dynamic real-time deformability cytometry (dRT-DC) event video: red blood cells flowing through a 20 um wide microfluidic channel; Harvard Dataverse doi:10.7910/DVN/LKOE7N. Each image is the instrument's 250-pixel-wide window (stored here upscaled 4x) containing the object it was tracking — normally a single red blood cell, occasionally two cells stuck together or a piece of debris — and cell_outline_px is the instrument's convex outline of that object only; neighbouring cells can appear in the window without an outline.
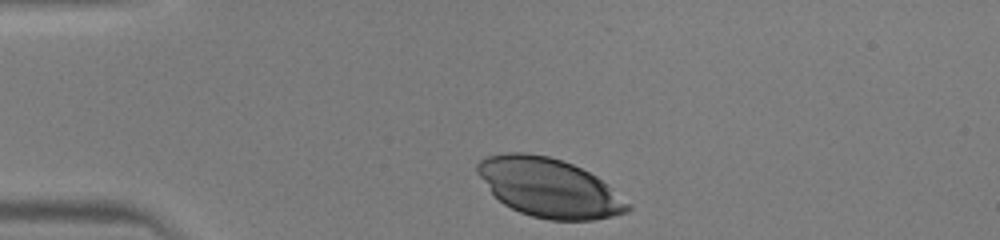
{"species": "human", "species_latin": "Homo sapiens", "temperature_condition": "warm", "stored_images_in_passage": 31, "camera_frame_rate_fps": 3000, "um_per_image_px": 0.085, "donor": {"sex": "male"}, "frame": {"image": 1, "passage_image": 1, "time_ms": 0.0, "image_size_px": [1000, 240], "cell_outline_px": [[632, 208], [628, 212], [612, 216], [592, 220], [548, 220], [532, 216], [520, 212], [504, 204], [492, 192], [476, 172], [476, 164], [480, 160], [488, 156], [504, 152], [528, 152], [548, 156], [572, 164], [596, 176], [608, 184], [632, 204]], "centroid_in_image_um": [46.7, 15.95], "position_along_channel_um": 38.3, "area_um2": 51.56}}
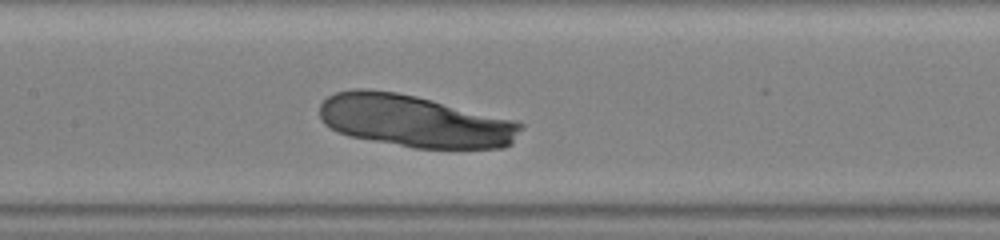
{"frame": {"image": 2, "passage_image": 13, "time_ms": 4.0, "image_size_px": [1000, 240], "cell_outline_px": [[524, 128], [512, 144], [504, 148], [412, 148], [348, 136], [324, 124], [320, 120], [320, 104], [328, 96], [336, 92], [352, 88], [364, 88], [396, 92], [416, 96], [516, 120], [524, 124]], "centroid_in_image_um": [35.26, 10.29], "position_along_channel_um": 172.1, "area_um2": 61.61}}
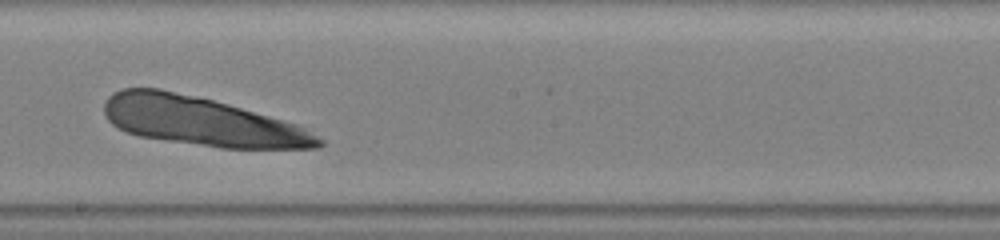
{"frame": {"image": 3, "passage_image": 17, "time_ms": 5.333, "image_size_px": [1000, 240], "cell_outline_px": [[324, 144], [320, 148], [220, 148], [140, 136], [128, 132], [112, 124], [108, 120], [104, 112], [104, 104], [108, 96], [120, 88], [160, 88], [212, 100], [228, 104], [296, 124], [304, 128], [324, 140]], "centroid_in_image_um": [17.11, 10.31], "position_along_channel_um": 231.1, "area_um2": 60.46}}